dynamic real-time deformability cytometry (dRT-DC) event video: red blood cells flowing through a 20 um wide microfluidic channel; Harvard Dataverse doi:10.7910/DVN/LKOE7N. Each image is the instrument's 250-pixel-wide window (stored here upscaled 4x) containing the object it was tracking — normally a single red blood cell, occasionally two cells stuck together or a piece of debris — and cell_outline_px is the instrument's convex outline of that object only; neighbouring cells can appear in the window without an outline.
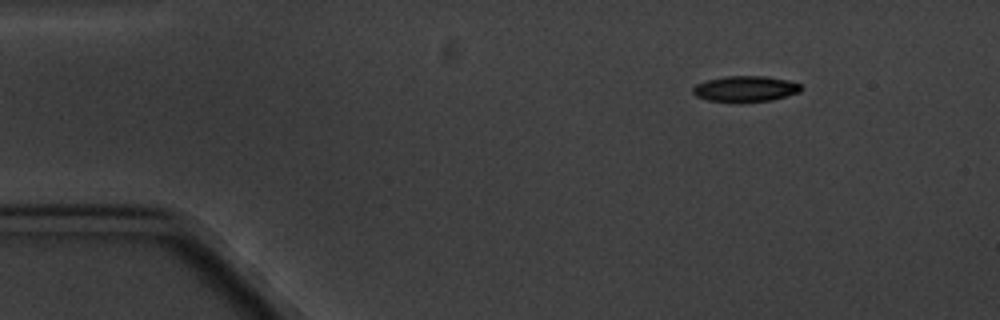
{"species": "common noctule bat (a hibernating species)", "species_latin": "Nyctalus noctula", "temperature_condition": "cold", "stored_images_in_passage": 3, "camera_frame_rate_fps": 3000, "um_per_image_px": 0.085, "animal": {"sex": "male", "body_mass_g": 20.1, "forearm_length_mm": 53.5}, "frame": {"image": 1, "passage_image": 1, "time_ms": 0.0, "image_size_px": [1000, 320], "cell_outline_px": [[800, 92], [772, 100], [708, 100], [696, 96], [692, 92], [692, 88], [696, 84], [708, 80], [724, 76], [764, 76], [788, 80], [800, 84]], "centroid_in_image_um": [63.35, 7.52], "position_along_channel_um": 21.6, "area_um2": 15.66}}
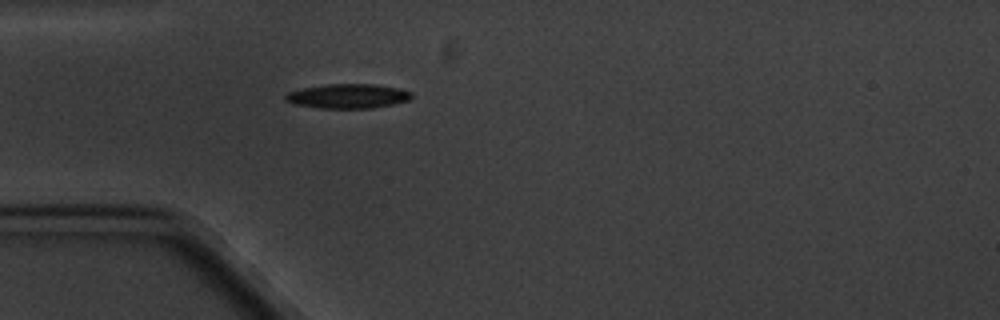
{"frame": {"image": 2, "passage_image": 3, "time_ms": 3.0, "image_size_px": [1000, 320], "cell_outline_px": [[412, 96], [408, 100], [392, 104], [372, 108], [320, 108], [292, 104], [284, 100], [284, 96], [288, 92], [300, 88], [328, 84], [376, 84], [396, 88], [412, 92]], "centroid_in_image_um": [29.51, 8.17], "position_along_channel_um": 55.5, "area_um2": 17.98}}